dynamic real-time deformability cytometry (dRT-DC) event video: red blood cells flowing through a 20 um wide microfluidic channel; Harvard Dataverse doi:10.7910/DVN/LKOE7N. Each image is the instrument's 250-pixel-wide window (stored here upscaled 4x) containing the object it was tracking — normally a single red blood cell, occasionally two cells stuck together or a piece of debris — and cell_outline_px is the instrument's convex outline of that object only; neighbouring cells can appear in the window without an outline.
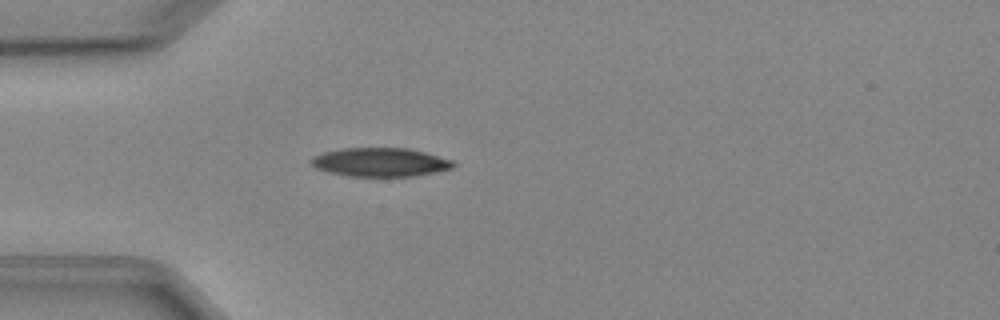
{"species": "Egyptian fruit bat (a non-hibernating species)", "species_latin": "Rousettus aegyptiacus", "temperature_condition": "cold", "stored_images_in_passage": 2, "camera_frame_rate_fps": 3000, "um_per_image_px": 0.085, "animal": {"sex": "female"}, "frame": {"image": 1, "passage_image": 2, "time_ms": 2.333, "image_size_px": [1000, 320], "cell_outline_px": [[456, 164], [452, 168], [436, 172], [416, 176], [348, 176], [328, 172], [316, 168], [312, 164], [312, 156], [324, 152], [344, 148], [408, 148], [424, 152], [452, 160]], "centroid_in_image_um": [32.33, 13.79], "position_along_channel_um": 52.7, "area_um2": 23.7}}